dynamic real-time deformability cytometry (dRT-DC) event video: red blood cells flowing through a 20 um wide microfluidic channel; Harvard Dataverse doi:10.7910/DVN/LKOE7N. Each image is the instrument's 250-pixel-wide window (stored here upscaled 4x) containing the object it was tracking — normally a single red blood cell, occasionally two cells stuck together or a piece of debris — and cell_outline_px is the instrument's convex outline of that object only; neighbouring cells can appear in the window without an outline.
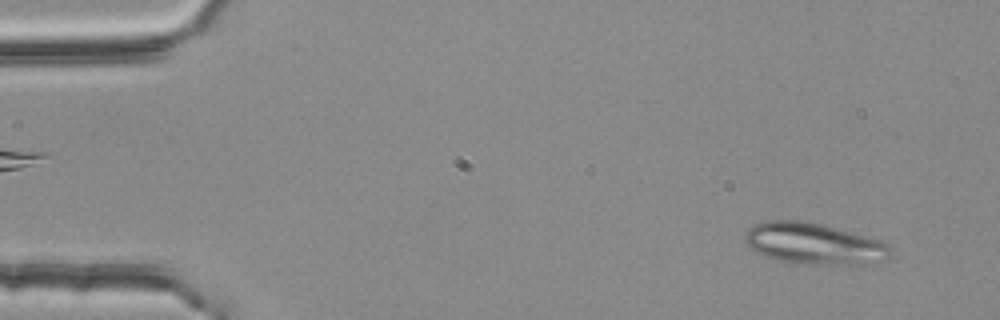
{"species": "common noctule bat (a hibernating species)", "species_latin": "Nyctalus noctula", "temperature_condition": "room temperature", "stored_images_in_passage": 52, "segment_of_instrument_passage": [1, 2], "camera_frame_rate_fps": 3000, "um_per_image_px": 0.085, "animal": {"sex": "female", "body_mass_g": 25.1}, "frame": {"image": 1, "passage_image": 3, "time_ms": 0.667, "image_size_px": [1000, 320], "cell_outline_px": [[888, 256], [884, 260], [860, 264], [816, 264], [776, 260], [752, 248], [744, 240], [744, 236], [748, 228], [764, 220], [800, 220], [820, 224], [880, 240], [888, 244]], "centroid_in_image_um": [69.14, 20.69], "position_along_channel_um": 15.9, "area_um2": 34.22}}